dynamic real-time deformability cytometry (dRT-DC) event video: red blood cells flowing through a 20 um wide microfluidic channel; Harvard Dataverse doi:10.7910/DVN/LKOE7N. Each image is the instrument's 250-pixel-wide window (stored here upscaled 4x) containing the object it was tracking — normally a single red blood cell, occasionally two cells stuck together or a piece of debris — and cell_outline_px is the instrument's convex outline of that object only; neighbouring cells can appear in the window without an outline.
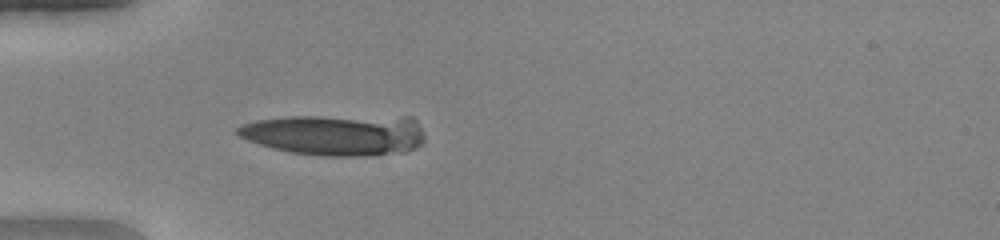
{"species": "human", "species_latin": "Homo sapiens", "temperature_condition": "warm", "stored_images_in_passage": 51, "camera_frame_rate_fps": 3000, "um_per_image_px": 0.085, "donor": {"sex": "female"}, "frame": {"image": 1, "passage_image": 17, "time_ms": 5.333, "image_size_px": [1000, 240], "cell_outline_px": [[424, 144], [416, 148], [404, 152], [372, 156], [320, 156], [292, 152], [272, 148], [248, 140], [240, 136], [236, 132], [236, 128], [240, 124], [256, 120], [288, 116], [412, 116], [416, 120], [424, 136]], "centroid_in_image_um": [28.56, 11.45], "position_along_channel_um": 56.4, "area_um2": 45.55}}
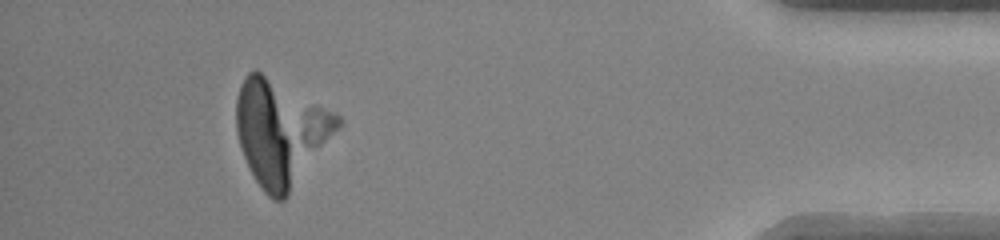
{"frame": {"image": 2, "passage_image": 47, "time_ms": 15.333, "image_size_px": [1000, 240], "cell_outline_px": [[344, 124], [288, 196], [284, 200], [272, 200], [264, 192], [256, 180], [244, 156], [236, 132], [236, 96], [240, 84], [244, 76], [248, 72], [256, 68], [340, 116], [344, 120]], "centroid_in_image_um": [23.85, 11.23], "position_along_channel_um": 411.3, "area_um2": 62.42}}